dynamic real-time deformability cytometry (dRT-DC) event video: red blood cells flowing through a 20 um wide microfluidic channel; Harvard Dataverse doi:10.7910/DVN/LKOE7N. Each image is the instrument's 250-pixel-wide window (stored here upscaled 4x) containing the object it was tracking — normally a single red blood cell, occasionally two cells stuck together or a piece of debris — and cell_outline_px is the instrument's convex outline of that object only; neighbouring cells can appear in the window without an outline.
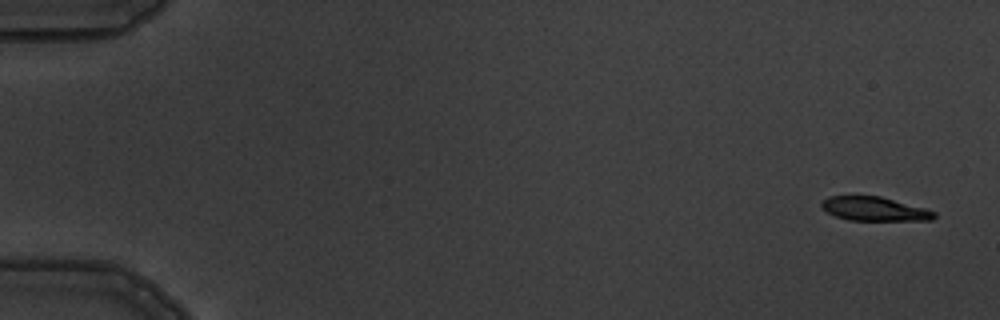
{"species": "common noctule bat (a hibernating species)", "species_latin": "Nyctalus noctula", "temperature_condition": "warm", "stored_images_in_passage": 6, "camera_frame_rate_fps": 3000, "um_per_image_px": 0.085, "animal": {"sex": "male", "body_mass_g": 19.5, "forearm_length_mm": 54.6}, "frame": {"image": 1, "passage_image": 1, "time_ms": 0.0, "image_size_px": [1000, 320], "cell_outline_px": [[936, 216], [932, 220], [848, 220], [836, 216], [828, 212], [820, 204], [820, 200], [828, 196], [880, 196], [924, 208], [936, 212]], "centroid_in_image_um": [74.31, 17.75], "position_along_channel_um": 10.7, "area_um2": 15.61}}
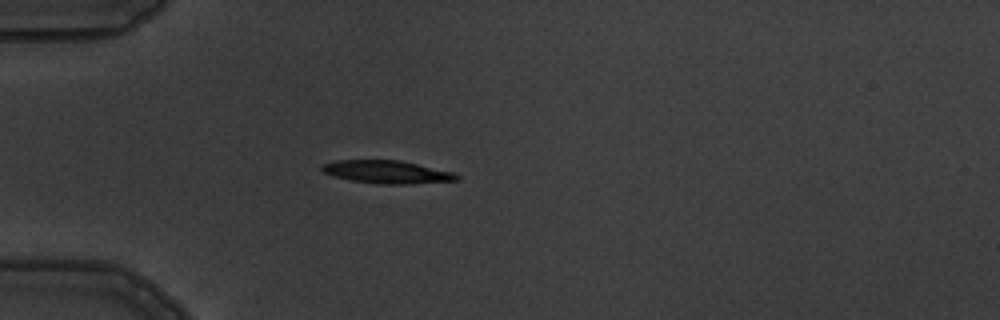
{"frame": {"image": 2, "passage_image": 5, "time_ms": 4.667, "image_size_px": [1000, 320], "cell_outline_px": [[460, 180], [408, 184], [376, 184], [352, 180], [336, 176], [324, 172], [320, 168], [324, 164], [336, 160], [400, 160], [456, 172], [460, 176]], "centroid_in_image_um": [32.98, 14.61], "position_along_channel_um": 52.0, "area_um2": 18.03}}